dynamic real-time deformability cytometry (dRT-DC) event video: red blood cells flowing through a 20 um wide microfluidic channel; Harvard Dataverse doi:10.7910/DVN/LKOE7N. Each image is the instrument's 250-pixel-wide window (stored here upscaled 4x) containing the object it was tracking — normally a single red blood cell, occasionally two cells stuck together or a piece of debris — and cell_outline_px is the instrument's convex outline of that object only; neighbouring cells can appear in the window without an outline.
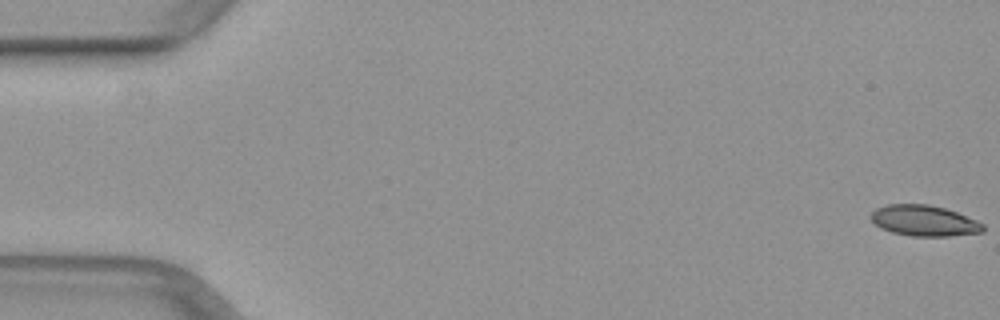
{"species": "common noctule bat (a hibernating species)", "species_latin": "Nyctalus noctula", "temperature_condition": "warm", "stored_images_in_passage": 49, "camera_frame_rate_fps": 3000, "um_per_image_px": 0.085, "animal": {"sex": "female", "body_mass_g": 29.2, "forearm_length_mm": 56.3}, "frame": {"image": 1, "passage_image": 1, "time_ms": 0.0, "image_size_px": [1000, 320], "cell_outline_px": [[984, 232], [948, 236], [912, 236], [892, 232], [880, 228], [872, 220], [872, 212], [876, 208], [888, 204], [928, 204], [944, 208], [956, 212], [976, 220], [984, 224]], "centroid_in_image_um": [78.56, 18.76], "position_along_channel_um": 6.4, "area_um2": 20.0}}
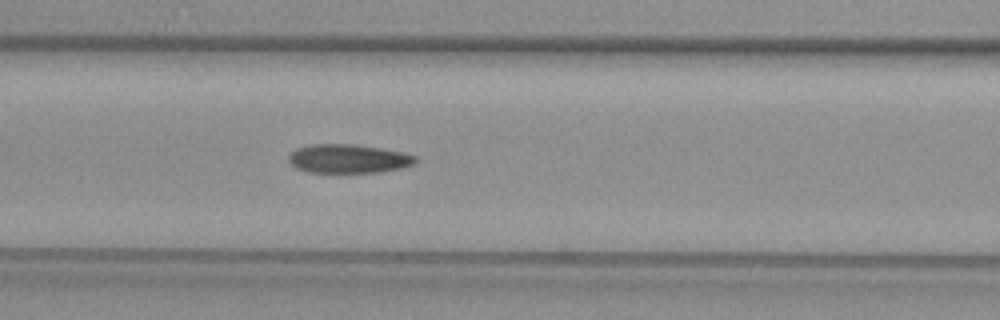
{"frame": {"image": 2, "passage_image": 22, "time_ms": 7.0, "image_size_px": [1000, 320], "cell_outline_px": [[416, 164], [400, 168], [380, 172], [308, 172], [296, 168], [288, 160], [288, 156], [296, 148], [312, 144], [352, 144], [380, 148], [404, 152], [416, 156]], "centroid_in_image_um": [29.62, 13.48], "position_along_channel_um": 137.0, "area_um2": 21.27}}
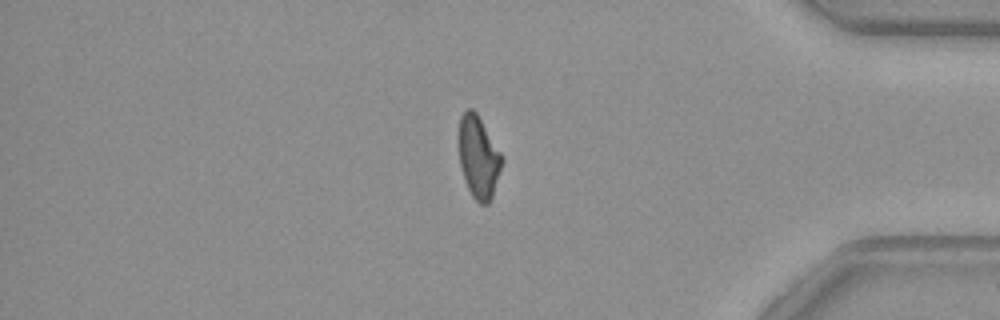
{"frame": {"image": 3, "passage_image": 43, "time_ms": 14.0, "image_size_px": [1000, 320], "cell_outline_px": [[504, 160], [492, 196], [488, 204], [480, 204], [472, 196], [464, 180], [460, 168], [456, 140], [456, 136], [460, 116], [468, 108], [472, 108], [476, 112], [500, 152]], "centroid_in_image_um": [40.61, 13.33], "position_along_channel_um": 394.6, "area_um2": 21.1}}